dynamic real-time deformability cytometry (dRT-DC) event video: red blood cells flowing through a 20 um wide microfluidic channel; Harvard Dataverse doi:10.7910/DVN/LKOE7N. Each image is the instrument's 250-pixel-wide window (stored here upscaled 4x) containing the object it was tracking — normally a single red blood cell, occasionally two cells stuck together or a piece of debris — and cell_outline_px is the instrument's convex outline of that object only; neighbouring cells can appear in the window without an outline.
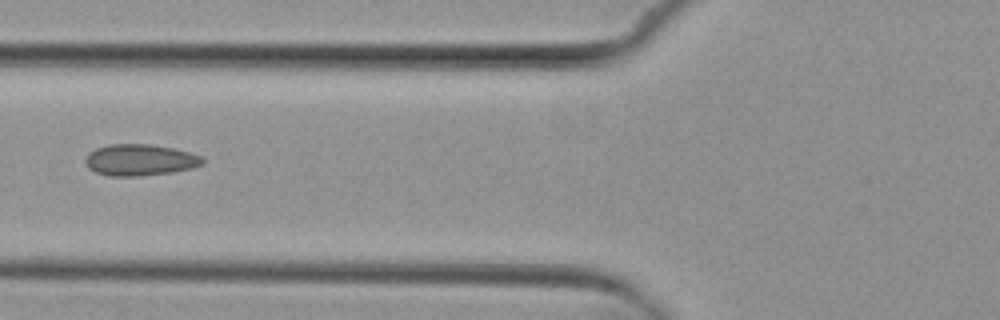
{"species": "common noctule bat (a hibernating species)", "species_latin": "Nyctalus noctula", "temperature_condition": "cold", "stored_images_in_passage": 7, "camera_frame_rate_fps": 3000, "um_per_image_px": 0.085, "animal": {"sex": "female", "body_mass_g": 29.2, "forearm_length_mm": 56.3}, "frame": {"image": 1, "passage_image": 7, "time_ms": 7.0, "image_size_px": [1000, 320], "cell_outline_px": [[204, 164], [192, 168], [172, 172], [140, 176], [108, 176], [96, 172], [88, 168], [84, 160], [96, 148], [108, 144], [148, 144], [172, 148], [188, 152], [200, 156], [204, 160]], "centroid_in_image_um": [11.89, 13.6], "position_along_channel_um": 113.9, "area_um2": 21.33}}